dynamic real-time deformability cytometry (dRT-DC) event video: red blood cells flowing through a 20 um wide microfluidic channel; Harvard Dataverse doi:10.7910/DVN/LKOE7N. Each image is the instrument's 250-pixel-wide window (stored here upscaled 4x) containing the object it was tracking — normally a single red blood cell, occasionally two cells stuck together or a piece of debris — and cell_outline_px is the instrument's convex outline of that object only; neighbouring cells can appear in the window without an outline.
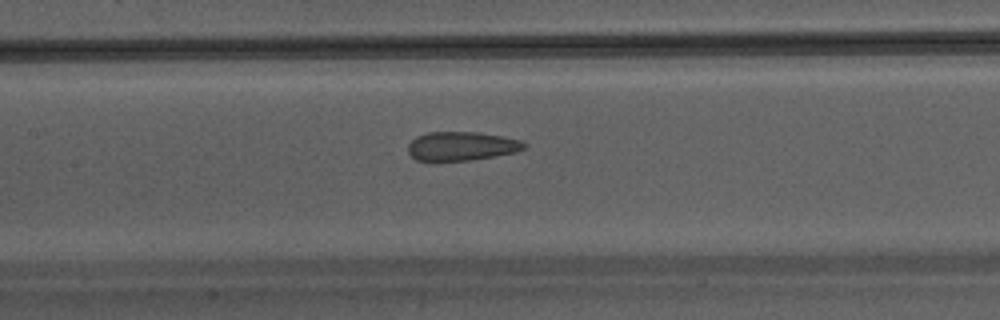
{"species": "Egyptian fruit bat (a non-hibernating species)", "species_latin": "Rousettus aegyptiacus", "temperature_condition": "warm", "stored_images_in_passage": 42, "camera_frame_rate_fps": 3000, "um_per_image_px": 0.085, "animal": {"sex": "male"}, "frame": {"image": 1, "passage_image": 19, "time_ms": 6.0, "image_size_px": [1000, 320], "cell_outline_px": [[528, 144], [524, 148], [516, 152], [468, 160], [416, 160], [408, 152], [408, 144], [416, 136], [428, 132], [480, 132], [520, 140]], "centroid_in_image_um": [39.22, 12.4], "position_along_channel_um": 168.2, "area_um2": 19.31}}